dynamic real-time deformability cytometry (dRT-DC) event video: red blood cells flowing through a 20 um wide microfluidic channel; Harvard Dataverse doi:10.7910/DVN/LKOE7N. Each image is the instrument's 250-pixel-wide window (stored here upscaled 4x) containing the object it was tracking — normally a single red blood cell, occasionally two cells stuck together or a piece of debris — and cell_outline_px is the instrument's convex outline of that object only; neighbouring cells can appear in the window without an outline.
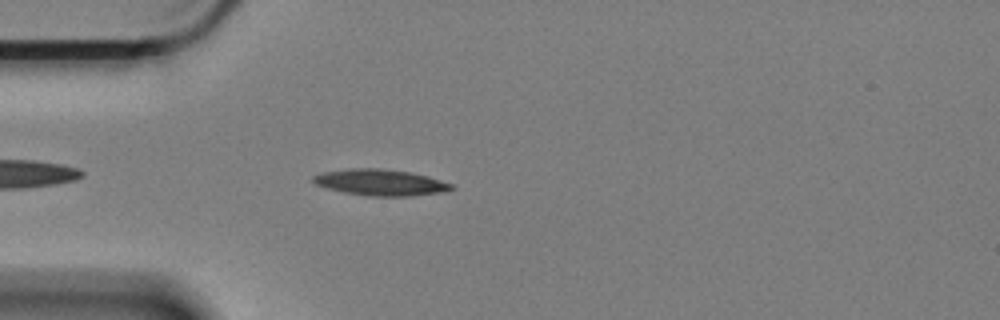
{"species": "Egyptian fruit bat (a non-hibernating species)", "species_latin": "Rousettus aegyptiacus", "temperature_condition": "cold", "stored_images_in_passage": 28, "camera_frame_rate_fps": 3000, "um_per_image_px": 0.085, "animal": {"sex": "female"}, "frame": {"image": 1, "passage_image": 5, "time_ms": 1.333, "image_size_px": [1000, 320], "cell_outline_px": [[456, 188], [440, 192], [404, 196], [372, 196], [344, 192], [328, 188], [316, 184], [312, 180], [312, 176], [324, 172], [348, 168], [384, 168], [408, 172], [428, 176], [452, 184]], "centroid_in_image_um": [32.32, 15.49], "position_along_channel_um": 52.7, "area_um2": 20.87}}
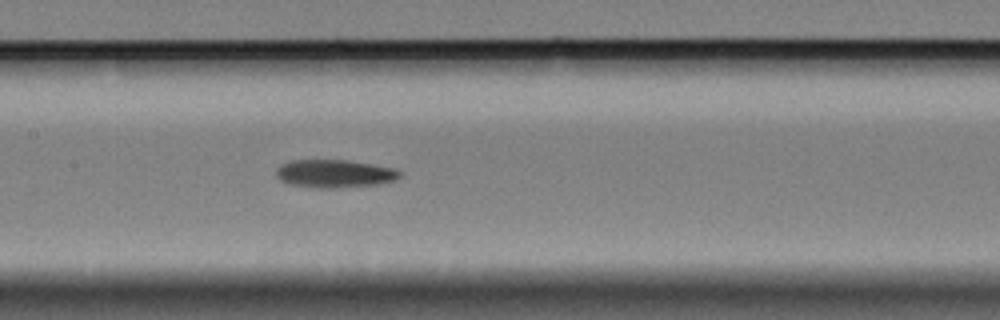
{"frame": {"image": 2, "passage_image": 17, "time_ms": 5.333, "image_size_px": [1000, 320], "cell_outline_px": [[404, 172], [400, 176], [392, 180], [376, 184], [336, 188], [316, 188], [292, 184], [280, 180], [276, 176], [276, 168], [280, 164], [292, 160], [348, 160], [396, 168]], "centroid_in_image_um": [28.43, 14.75], "position_along_channel_um": 179.0, "area_um2": 20.17}}
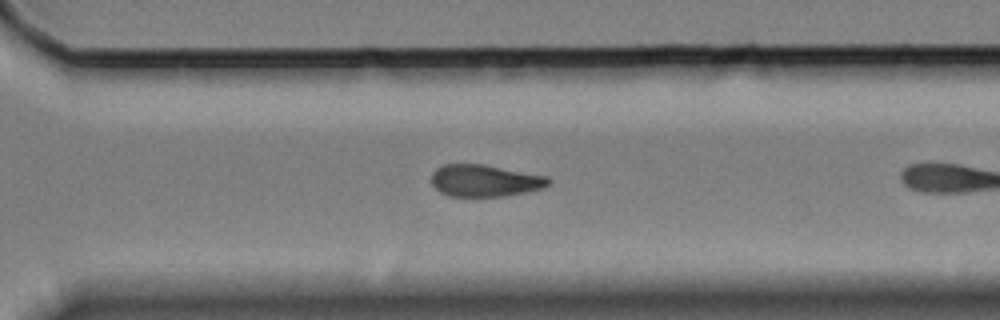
{"frame": {"image": 3, "passage_image": 27, "time_ms": 8.667, "image_size_px": [1000, 320], "cell_outline_px": [[552, 180], [548, 184], [540, 188], [524, 192], [504, 196], [448, 196], [440, 192], [432, 184], [432, 172], [436, 168], [444, 164], [484, 164], [548, 176]], "centroid_in_image_um": [41.19, 15.34], "position_along_channel_um": 329.4, "area_um2": 21.73}}